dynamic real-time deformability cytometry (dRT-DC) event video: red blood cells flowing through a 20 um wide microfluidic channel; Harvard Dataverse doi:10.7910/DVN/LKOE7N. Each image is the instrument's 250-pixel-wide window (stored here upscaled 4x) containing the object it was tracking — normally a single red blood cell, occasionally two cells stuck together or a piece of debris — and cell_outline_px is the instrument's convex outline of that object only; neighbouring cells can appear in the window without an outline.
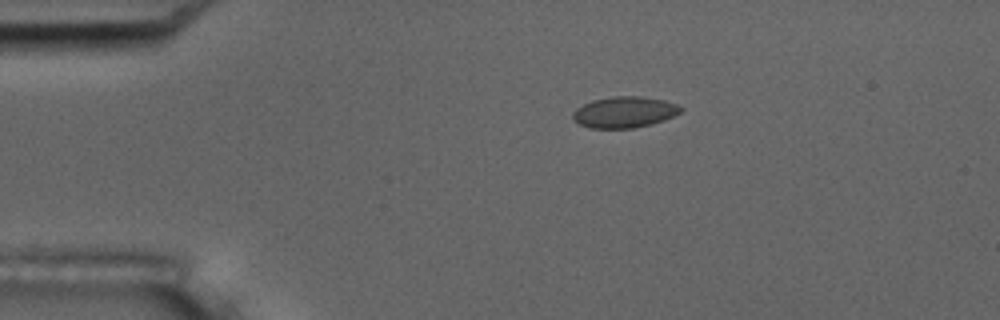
{"species": "common noctule bat (a hibernating species)", "species_latin": "Nyctalus noctula", "temperature_condition": "room temperature", "stored_images_in_passage": 44, "camera_frame_rate_fps": 3000, "um_per_image_px": 0.085, "animal": {"sex": "male", "body_mass_g": 17.5, "forearm_length_mm": 52.3}, "frame": {"image": 1, "passage_image": 1, "time_ms": 0.0, "image_size_px": [1000, 320], "cell_outline_px": [[684, 108], [680, 112], [664, 120], [652, 124], [632, 128], [588, 128], [572, 120], [572, 112], [576, 108], [592, 100], [612, 96], [640, 96], [664, 100], [680, 104]], "centroid_in_image_um": [53.07, 9.53], "position_along_channel_um": 31.9, "area_um2": 19.77}}
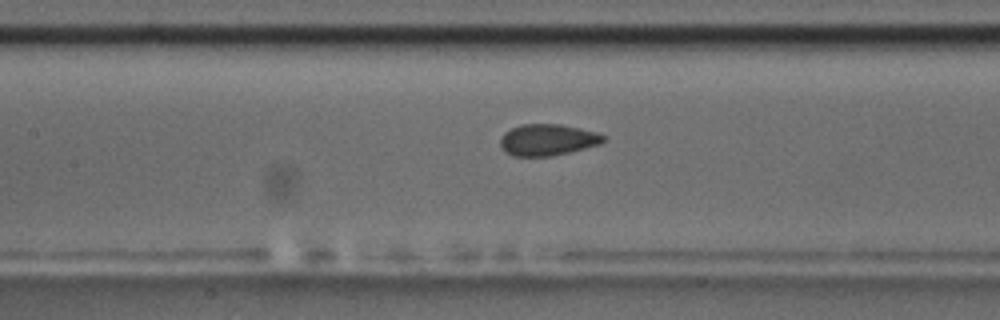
{"frame": {"image": 2, "passage_image": 15, "time_ms": 4.667, "image_size_px": [1000, 320], "cell_outline_px": [[608, 140], [600, 144], [552, 156], [512, 156], [504, 152], [500, 144], [500, 140], [504, 132], [520, 124], [560, 124], [580, 128], [596, 132], [608, 136]], "centroid_in_image_um": [46.56, 11.88], "position_along_channel_um": 160.8, "area_um2": 19.07}}
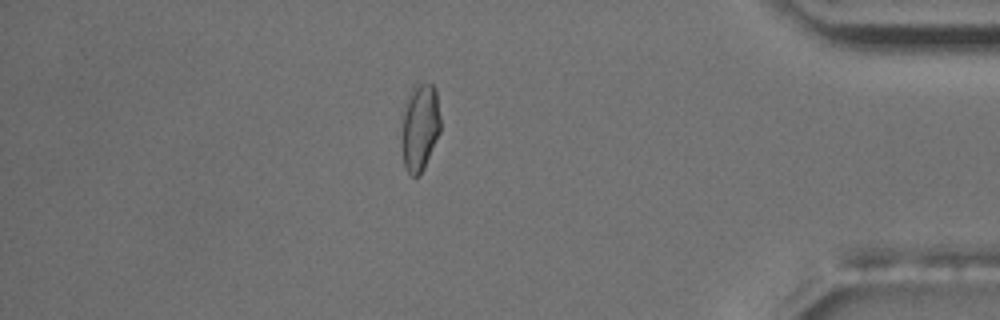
{"frame": {"image": 3, "passage_image": 37, "time_ms": 12.0, "image_size_px": [1000, 320], "cell_outline_px": [[440, 132], [424, 168], [420, 176], [412, 176], [404, 168], [400, 140], [400, 116], [412, 84], [432, 84], [436, 88], [440, 116]], "centroid_in_image_um": [35.64, 10.81], "position_along_channel_um": 399.6, "area_um2": 20.63}, "authors_computed_cell_mechanics": {"area_um2": 19.0162, "velocity_mm_per_s": 3.7536, "shape_relaxation_time_tau1_ms": 9.2788, "shape_relaxation_time_tau2_ms": 1.0749, "deformation_change_tau1": 0.1238, "deformation_change_tau2": 0.0755}}